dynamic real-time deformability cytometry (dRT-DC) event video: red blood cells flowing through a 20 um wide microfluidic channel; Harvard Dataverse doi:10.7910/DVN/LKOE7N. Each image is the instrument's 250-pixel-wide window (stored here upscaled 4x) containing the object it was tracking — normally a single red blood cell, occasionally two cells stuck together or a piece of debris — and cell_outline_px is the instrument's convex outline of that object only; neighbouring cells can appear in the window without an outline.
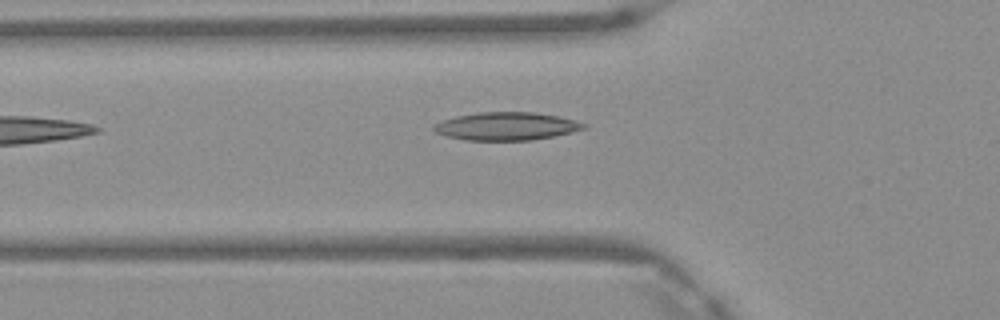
{"species": "Egyptian fruit bat (a non-hibernating species)", "species_latin": "Rousettus aegyptiacus", "temperature_condition": "warm", "stored_images_in_passage": 4, "camera_frame_rate_fps": 3000, "um_per_image_px": 0.085, "frame": {"image": 1, "passage_image": 4, "time_ms": 1.0, "image_size_px": [1000, 320], "cell_outline_px": [[588, 128], [572, 132], [532, 140], [464, 140], [448, 136], [436, 132], [432, 128], [432, 124], [456, 116], [476, 112], [532, 112], [560, 116], [588, 124]], "centroid_in_image_um": [43.06, 10.72], "position_along_channel_um": 82.7, "area_um2": 24.51}}